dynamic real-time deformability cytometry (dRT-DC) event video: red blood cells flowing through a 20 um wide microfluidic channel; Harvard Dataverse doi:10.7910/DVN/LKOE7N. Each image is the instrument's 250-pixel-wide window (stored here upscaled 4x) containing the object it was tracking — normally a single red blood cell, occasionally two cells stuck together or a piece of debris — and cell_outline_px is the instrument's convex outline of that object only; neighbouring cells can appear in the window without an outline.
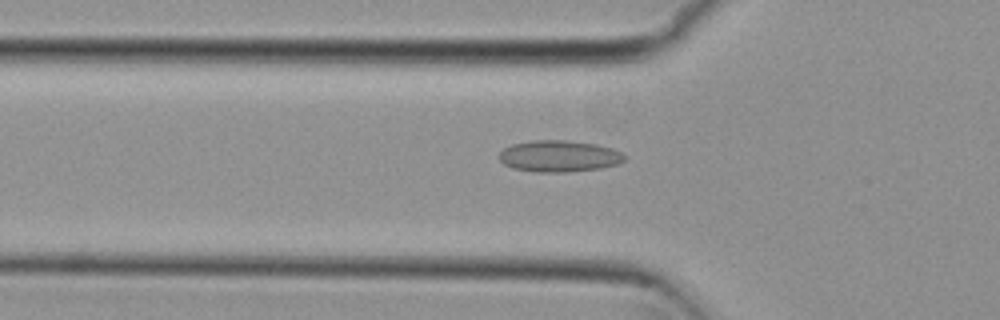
{"species": "common noctule bat (a hibernating species)", "species_latin": "Nyctalus noctula", "temperature_condition": "cold", "stored_images_in_passage": 54, "camera_frame_rate_fps": 3000, "um_per_image_px": 0.085, "animal": {"sex": "female", "body_mass_g": 29.2, "forearm_length_mm": 56.3}, "frame": {"image": 1, "passage_image": 18, "time_ms": 5.667, "image_size_px": [1000, 320], "cell_outline_px": [[624, 160], [616, 164], [600, 168], [564, 172], [536, 172], [512, 168], [504, 164], [500, 160], [500, 152], [504, 148], [512, 144], [532, 140], [564, 140], [596, 144], [612, 148], [620, 152], [624, 156]], "centroid_in_image_um": [47.49, 13.27], "position_along_channel_um": 78.3, "area_um2": 22.83}}
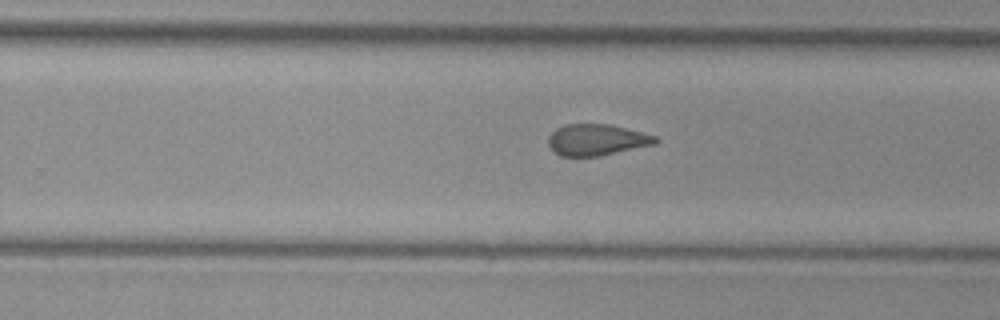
{"frame": {"image": 2, "passage_image": 34, "time_ms": 11.0, "image_size_px": [1000, 320], "cell_outline_px": [[660, 140], [656, 144], [600, 156], [560, 156], [548, 144], [548, 136], [556, 128], [564, 124], [608, 124], [656, 136]], "centroid_in_image_um": [50.72, 11.89], "position_along_channel_um": 279.1, "area_um2": 19.48}}
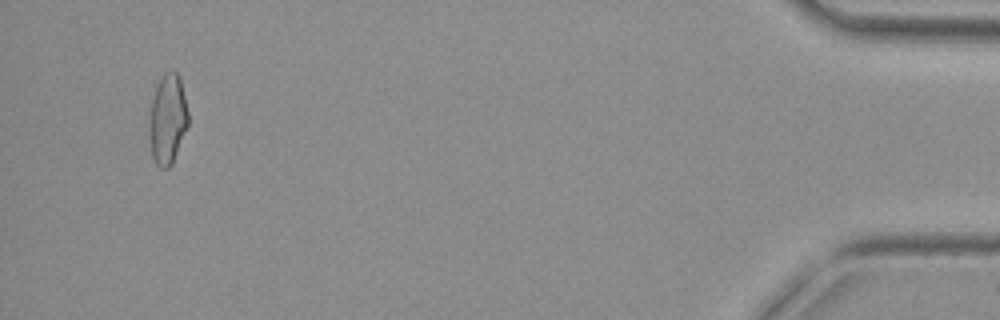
{"frame": {"image": 3, "passage_image": 52, "time_ms": 17.0, "image_size_px": [1000, 320], "cell_outline_px": [[188, 124], [172, 164], [168, 168], [160, 168], [152, 160], [148, 136], [148, 116], [152, 96], [156, 84], [160, 76], [164, 72], [176, 72], [180, 76], [188, 112]], "centroid_in_image_um": [14.2, 10.13], "position_along_channel_um": 421.0, "area_um2": 20.98}, "authors_computed_cell_mechanics": {"area_um2": 20.9236, "velocity_mm_per_s": 3.7615, "shape_relaxation_time_tau1_ms": null, "shape_relaxation_time_tau2_ms": 2.6521, "deformation_change_tau1": null, "deformation_change_tau2": 0.0906}}